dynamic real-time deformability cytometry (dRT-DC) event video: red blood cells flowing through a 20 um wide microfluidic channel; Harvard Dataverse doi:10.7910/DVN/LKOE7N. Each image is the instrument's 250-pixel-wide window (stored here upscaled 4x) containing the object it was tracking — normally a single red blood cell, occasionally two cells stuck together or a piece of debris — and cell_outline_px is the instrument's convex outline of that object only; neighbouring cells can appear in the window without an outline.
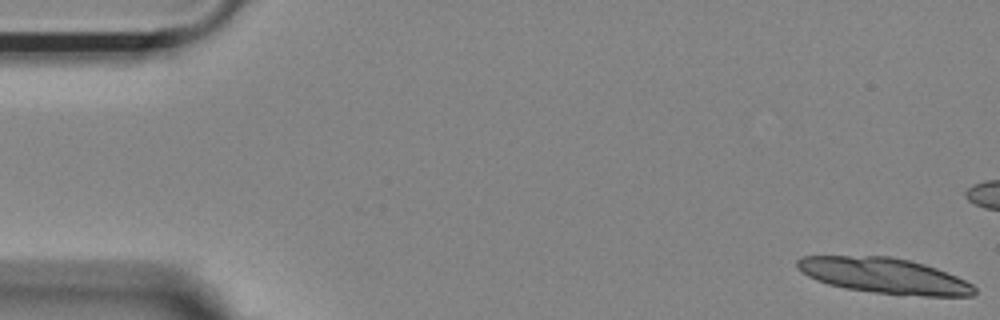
{"species": "Egyptian fruit bat (a non-hibernating species)", "species_latin": "Rousettus aegyptiacus", "temperature_condition": "room temperature", "stored_images_in_passage": 14, "camera_frame_rate_fps": 3000, "um_per_image_px": 0.085, "animal": {"sex": "female"}, "frame": {"image": 1, "passage_image": 1, "time_ms": 0.0, "image_size_px": [1000, 320], "cell_outline_px": [[976, 292], [972, 296], [924, 296], [876, 292], [844, 288], [828, 284], [816, 280], [808, 276], [796, 268], [796, 260], [804, 256], [888, 256], [908, 260], [924, 264], [936, 268], [956, 276], [972, 284], [976, 288]], "centroid_in_image_um": [75.15, 23.43], "position_along_channel_um": 9.9, "area_um2": 36.47}}